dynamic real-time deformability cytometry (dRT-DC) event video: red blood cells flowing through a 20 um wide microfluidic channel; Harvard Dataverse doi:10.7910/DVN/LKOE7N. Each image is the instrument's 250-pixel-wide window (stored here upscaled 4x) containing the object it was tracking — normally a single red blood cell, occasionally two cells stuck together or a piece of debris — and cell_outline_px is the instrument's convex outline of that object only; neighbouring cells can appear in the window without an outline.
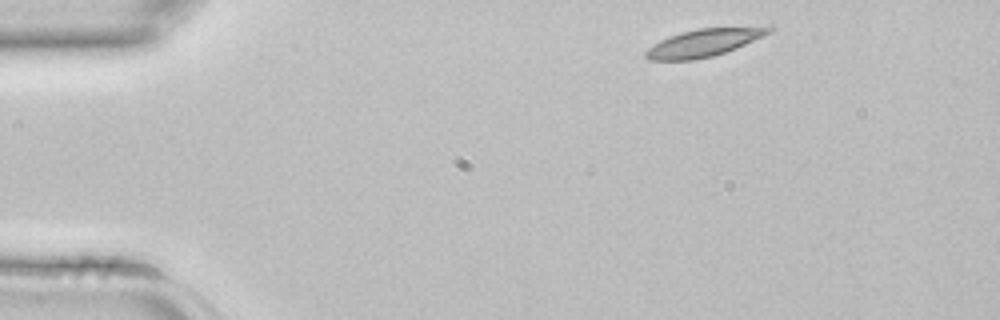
{"species": "common noctule bat (a hibernating species)", "species_latin": "Nyctalus noctula", "temperature_condition": "room temperature", "stored_images_in_passage": 4, "segment_of_instrument_passage": [2, 2], "camera_frame_rate_fps": 3000, "um_per_image_px": 0.085, "animal": {"sex": "female", "body_mass_g": 22.7, "forearm_length_mm": 54.2}, "frame": {"image": 1, "passage_image": 4, "time_ms": 1.0, "image_size_px": [1000, 320], "cell_outline_px": [[776, 28], [772, 32], [764, 36], [736, 48], [712, 56], [692, 60], [648, 60], [644, 56], [644, 52], [652, 44], [668, 36], [700, 28], [772, 24]], "centroid_in_image_um": [59.95, 3.58], "position_along_channel_um": 25.1, "area_um2": 20.4}}